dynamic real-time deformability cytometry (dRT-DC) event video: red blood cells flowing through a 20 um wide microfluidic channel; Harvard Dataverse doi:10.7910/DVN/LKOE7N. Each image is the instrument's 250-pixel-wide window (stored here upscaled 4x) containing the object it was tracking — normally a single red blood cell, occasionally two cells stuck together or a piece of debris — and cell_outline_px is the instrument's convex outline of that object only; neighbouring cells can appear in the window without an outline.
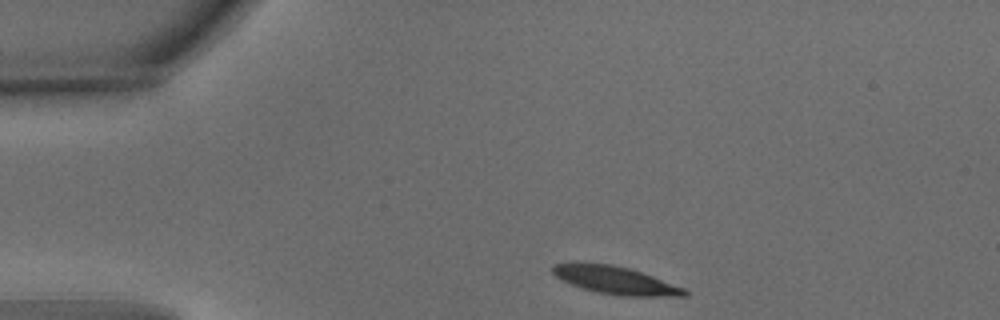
{"species": "common noctule bat (a hibernating species)", "species_latin": "Nyctalus noctula", "temperature_condition": "warm", "stored_images_in_passage": 35, "camera_frame_rate_fps": 3000, "um_per_image_px": 0.085, "animal": {"sex": "male", "body_mass_g": 15.6}, "frame": {"image": 1, "passage_image": 1, "time_ms": 0.0, "image_size_px": [1000, 320], "cell_outline_px": [[688, 296], [620, 296], [596, 292], [560, 280], [552, 272], [552, 264], [576, 260], [612, 264], [628, 268], [652, 276], [684, 288], [688, 292]], "centroid_in_image_um": [52.21, 23.78], "position_along_channel_um": 32.8, "area_um2": 21.68}}
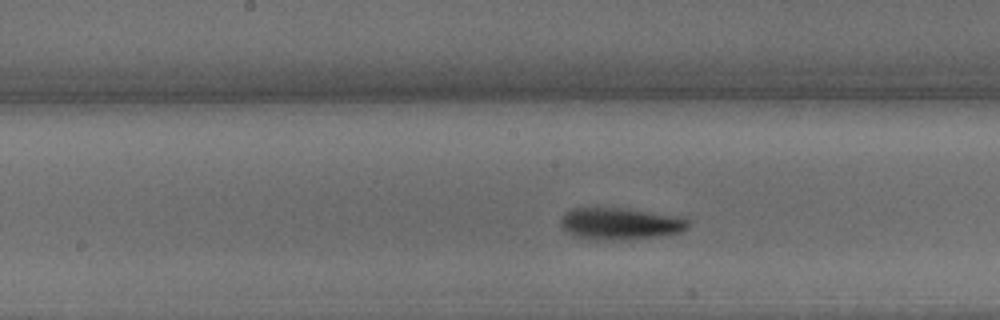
{"frame": {"image": 2, "passage_image": 18, "time_ms": 5.667, "image_size_px": [1000, 320], "cell_outline_px": [[688, 228], [680, 232], [664, 236], [612, 240], [588, 240], [576, 236], [568, 232], [560, 224], [560, 216], [564, 212], [572, 208], [620, 208], [676, 216], [688, 220]], "centroid_in_image_um": [52.66, 19.02], "position_along_channel_um": 195.5, "area_um2": 23.58}}
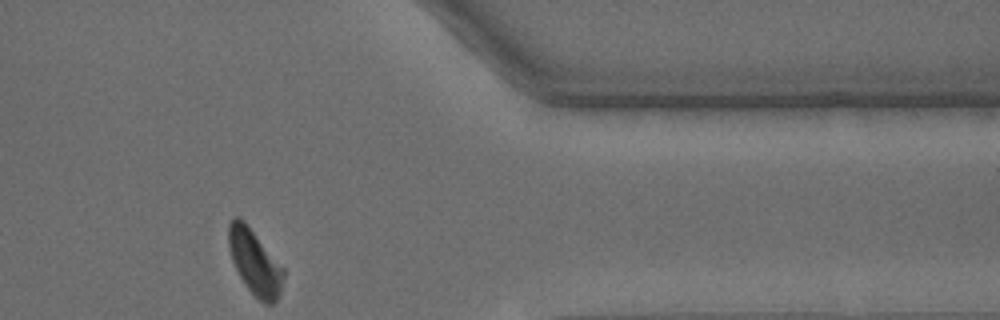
{"frame": {"image": 3, "passage_image": 35, "time_ms": 11.333, "image_size_px": [1000, 320], "cell_outline_px": [[284, 276], [280, 296], [272, 304], [264, 304], [244, 284], [232, 260], [228, 248], [228, 224], [232, 216], [240, 216], [244, 220], [284, 268]], "centroid_in_image_um": [21.64, 22.25], "position_along_channel_um": 389.8, "area_um2": 20.92}, "authors_computed_cell_mechanics": {"area_um2": 22.1952, "velocity_mm_per_s": 3.7612, "shape_relaxation_time_tau1_ms": 2.708, "shape_relaxation_time_tau2_ms": 2.5511, "deformation_change_tau1": 0.1409, "deformation_change_tau2": 0.0911}}